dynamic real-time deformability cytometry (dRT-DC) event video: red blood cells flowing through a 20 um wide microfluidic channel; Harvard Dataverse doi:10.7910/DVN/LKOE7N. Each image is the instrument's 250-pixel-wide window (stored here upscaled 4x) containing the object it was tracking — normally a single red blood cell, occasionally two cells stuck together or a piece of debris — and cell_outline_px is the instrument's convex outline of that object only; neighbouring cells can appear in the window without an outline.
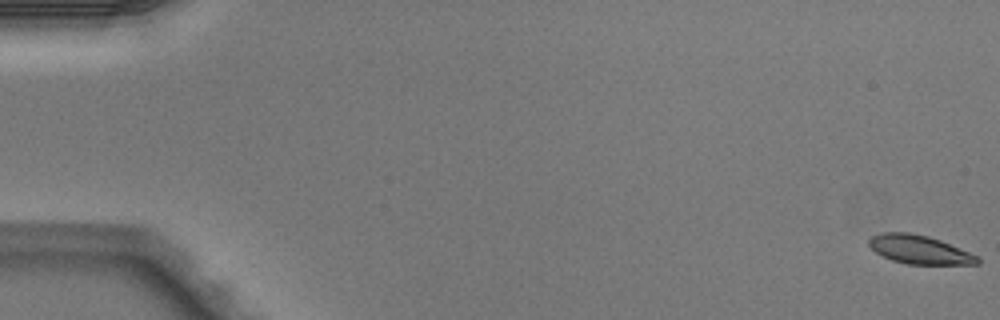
{"species": "Egyptian fruit bat (a non-hibernating species)", "species_latin": "Rousettus aegyptiacus", "temperature_condition": "warm", "stored_images_in_passage": 7, "camera_frame_rate_fps": 3000, "um_per_image_px": 0.085, "animal": {"sex": "male"}, "frame": {"image": 1, "passage_image": 1, "time_ms": 0.0, "image_size_px": [1000, 320], "cell_outline_px": [[980, 264], [908, 264], [892, 260], [876, 252], [868, 244], [868, 240], [872, 236], [884, 232], [908, 232], [928, 236], [940, 240], [980, 256]], "centroid_in_image_um": [78.18, 21.21], "position_along_channel_um": 6.8, "area_um2": 18.03}}
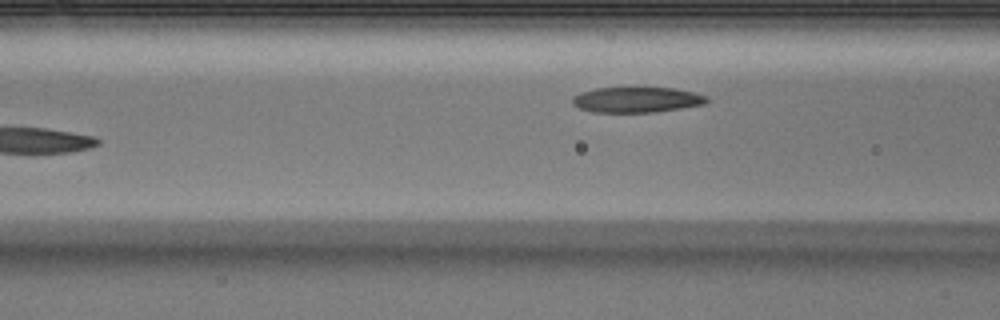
{"frame": {"image": 2, "passage_image": 7, "time_ms": 2.0, "image_size_px": [1000, 320], "cell_outline_px": [[708, 100], [704, 104], [656, 112], [592, 112], [580, 108], [572, 104], [572, 96], [580, 92], [596, 88], [676, 88], [708, 96]], "centroid_in_image_um": [54.09, 8.48], "position_along_channel_um": 112.5, "area_um2": 19.88}}